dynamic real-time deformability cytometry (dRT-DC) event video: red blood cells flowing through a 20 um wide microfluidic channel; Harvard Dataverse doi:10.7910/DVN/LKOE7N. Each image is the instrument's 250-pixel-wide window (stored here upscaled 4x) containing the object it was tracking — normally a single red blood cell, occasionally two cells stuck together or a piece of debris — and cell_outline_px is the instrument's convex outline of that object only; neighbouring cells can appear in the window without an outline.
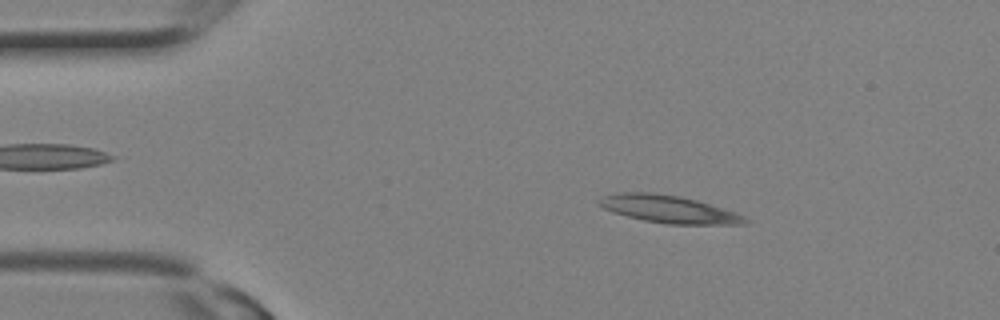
{"species": "Egyptian fruit bat (a non-hibernating species)", "species_latin": "Rousettus aegyptiacus", "temperature_condition": "room temperature", "stored_images_in_passage": 11, "camera_frame_rate_fps": 3000, "um_per_image_px": 0.085, "animal": {"sex": "female"}, "frame": {"image": 1, "passage_image": 4, "time_ms": 1.0, "image_size_px": [1000, 320], "cell_outline_px": [[752, 220], [744, 224], [668, 224], [644, 220], [612, 212], [596, 204], [596, 200], [604, 196], [620, 192], [652, 192], [680, 196], [696, 200], [744, 216]], "centroid_in_image_um": [56.79, 17.77], "position_along_channel_um": 28.2, "area_um2": 23.18}}
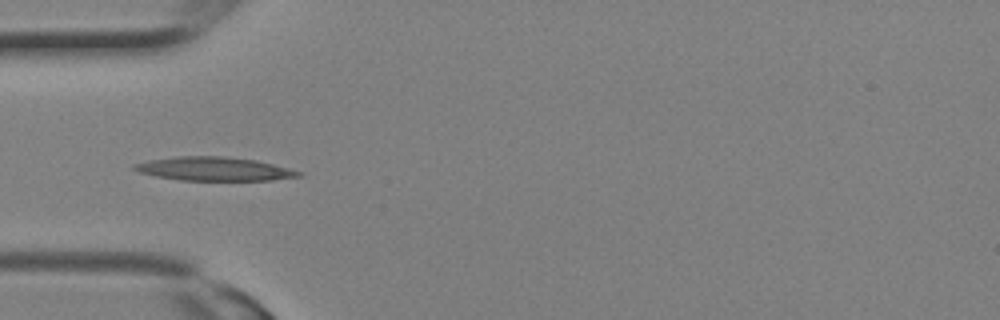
{"frame": {"image": 2, "passage_image": 8, "time_ms": 2.333, "image_size_px": [1000, 320], "cell_outline_px": [[304, 172], [300, 176], [272, 180], [180, 180], [156, 176], [140, 172], [132, 168], [132, 164], [148, 160], [176, 156], [224, 156], [256, 160]], "centroid_in_image_um": [18.18, 14.35], "position_along_channel_um": 66.8, "area_um2": 22.6}}
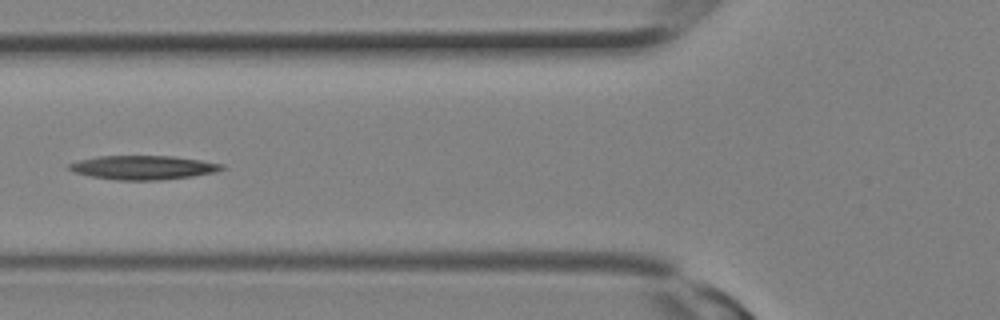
{"frame": {"image": 3, "passage_image": 10, "time_ms": 3.0, "image_size_px": [1000, 320], "cell_outline_px": [[224, 168], [216, 172], [192, 176], [160, 180], [116, 180], [92, 176], [76, 172], [68, 168], [68, 164], [80, 160], [96, 156], [172, 156], [200, 160], [224, 164]], "centroid_in_image_um": [12.19, 14.23], "position_along_channel_um": 113.6, "area_um2": 21.15}}